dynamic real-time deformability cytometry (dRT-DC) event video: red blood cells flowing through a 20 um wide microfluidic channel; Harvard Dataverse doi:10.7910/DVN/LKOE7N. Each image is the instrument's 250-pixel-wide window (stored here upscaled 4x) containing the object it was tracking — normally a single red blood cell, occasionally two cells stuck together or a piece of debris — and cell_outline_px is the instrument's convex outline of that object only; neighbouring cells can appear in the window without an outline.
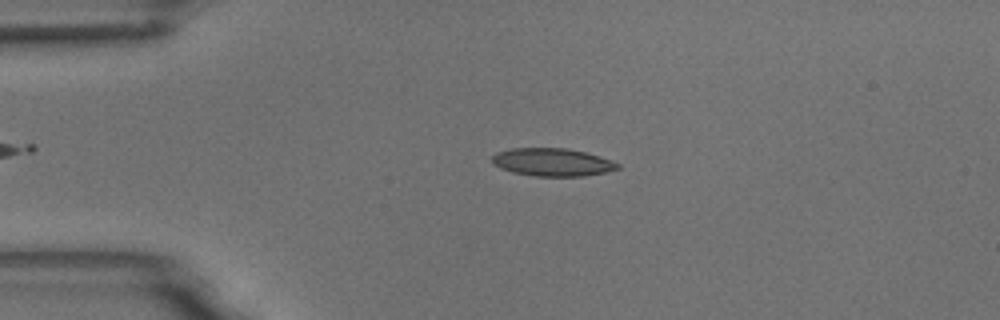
{"species": "common noctule bat (a hibernating species)", "species_latin": "Nyctalus noctula", "temperature_condition": "room temperature", "stored_images_in_passage": 46, "camera_frame_rate_fps": 3000, "um_per_image_px": 0.085, "animal": {"sex": "male", "body_mass_g": 18.8}, "frame": {"image": 1, "passage_image": 1, "time_ms": 0.0, "image_size_px": [1000, 320], "cell_outline_px": [[620, 168], [604, 172], [584, 176], [536, 176], [512, 172], [500, 168], [492, 164], [492, 156], [496, 152], [512, 148], [568, 148], [600, 156], [620, 164]], "centroid_in_image_um": [46.92, 13.78], "position_along_channel_um": 38.1, "area_um2": 20.4}}
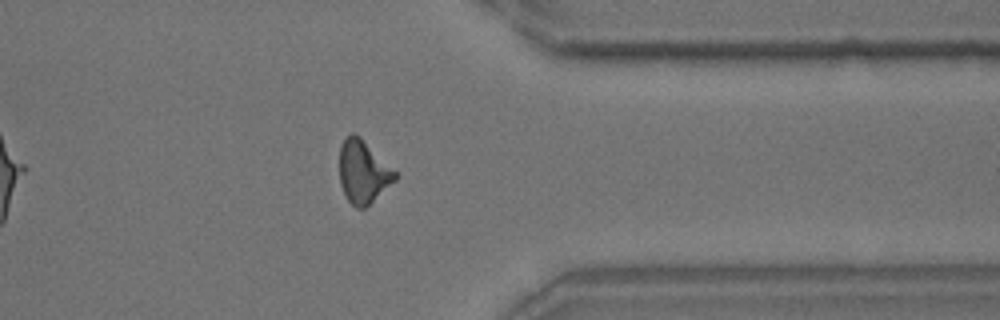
{"frame": {"image": 2, "passage_image": 34, "time_ms": 11.0, "image_size_px": [1000, 320], "cell_outline_px": [[396, 180], [364, 208], [356, 208], [348, 200], [340, 184], [340, 144], [352, 132], [356, 132], [396, 172]], "centroid_in_image_um": [30.85, 14.59], "position_along_channel_um": 380.6, "area_um2": 20.06}}
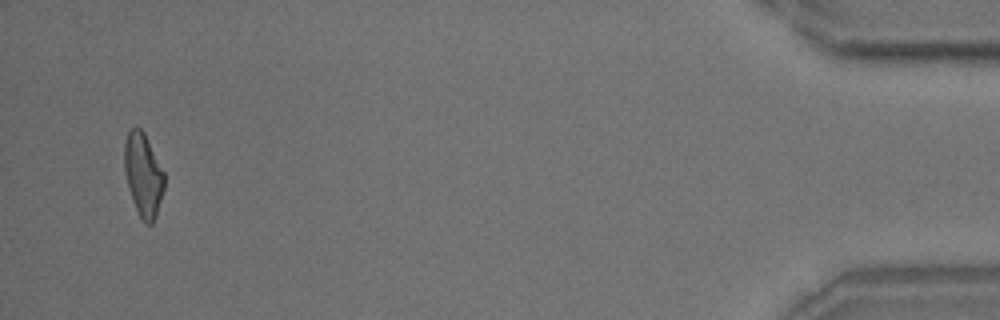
{"frame": {"image": 3, "passage_image": 44, "time_ms": 14.333, "image_size_px": [1000, 320], "cell_outline_px": [[164, 188], [156, 216], [152, 224], [144, 224], [132, 200], [128, 188], [124, 168], [124, 144], [128, 132], [132, 128], [140, 128], [144, 132], [164, 172]], "centroid_in_image_um": [12.17, 14.87], "position_along_channel_um": 423.0, "area_um2": 19.25}, "authors_computed_cell_mechanics": {"area_um2": 20.0277, "velocity_mm_per_s": 3.4663, "shape_relaxation_time_tau1_ms": 4.8526, "shape_relaxation_time_tau2_ms": 2.3318, "deformation_change_tau1": 0.1604, "deformation_change_tau2": 0.109}}